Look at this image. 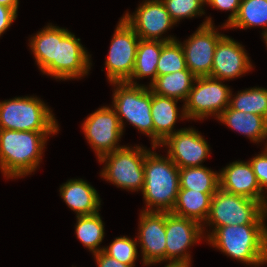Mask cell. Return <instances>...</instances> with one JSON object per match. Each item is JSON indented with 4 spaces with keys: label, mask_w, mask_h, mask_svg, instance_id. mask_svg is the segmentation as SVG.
Returning <instances> with one entry per match:
<instances>
[{
    "label": "cell",
    "mask_w": 267,
    "mask_h": 267,
    "mask_svg": "<svg viewBox=\"0 0 267 267\" xmlns=\"http://www.w3.org/2000/svg\"><path fill=\"white\" fill-rule=\"evenodd\" d=\"M58 132L0 129V170L7 179L25 177L41 163L50 135Z\"/></svg>",
    "instance_id": "1"
},
{
    "label": "cell",
    "mask_w": 267,
    "mask_h": 267,
    "mask_svg": "<svg viewBox=\"0 0 267 267\" xmlns=\"http://www.w3.org/2000/svg\"><path fill=\"white\" fill-rule=\"evenodd\" d=\"M206 240L227 256L247 265L267 263L266 224L227 225L207 233Z\"/></svg>",
    "instance_id": "2"
},
{
    "label": "cell",
    "mask_w": 267,
    "mask_h": 267,
    "mask_svg": "<svg viewBox=\"0 0 267 267\" xmlns=\"http://www.w3.org/2000/svg\"><path fill=\"white\" fill-rule=\"evenodd\" d=\"M179 188V168L168 156L150 150L144 161L143 211L171 212Z\"/></svg>",
    "instance_id": "3"
},
{
    "label": "cell",
    "mask_w": 267,
    "mask_h": 267,
    "mask_svg": "<svg viewBox=\"0 0 267 267\" xmlns=\"http://www.w3.org/2000/svg\"><path fill=\"white\" fill-rule=\"evenodd\" d=\"M0 129L58 132L59 125L44 101L22 96L0 102Z\"/></svg>",
    "instance_id": "4"
},
{
    "label": "cell",
    "mask_w": 267,
    "mask_h": 267,
    "mask_svg": "<svg viewBox=\"0 0 267 267\" xmlns=\"http://www.w3.org/2000/svg\"><path fill=\"white\" fill-rule=\"evenodd\" d=\"M113 105L124 130V120L132 124L142 134L151 137L154 147V125L151 115V89L145 85H133L128 82H113Z\"/></svg>",
    "instance_id": "5"
},
{
    "label": "cell",
    "mask_w": 267,
    "mask_h": 267,
    "mask_svg": "<svg viewBox=\"0 0 267 267\" xmlns=\"http://www.w3.org/2000/svg\"><path fill=\"white\" fill-rule=\"evenodd\" d=\"M266 217L267 208L261 202L219 188L211 198L205 225H212L214 231L227 225L264 224Z\"/></svg>",
    "instance_id": "6"
},
{
    "label": "cell",
    "mask_w": 267,
    "mask_h": 267,
    "mask_svg": "<svg viewBox=\"0 0 267 267\" xmlns=\"http://www.w3.org/2000/svg\"><path fill=\"white\" fill-rule=\"evenodd\" d=\"M150 150L144 147L125 146L101 157L105 163L101 177L122 189L142 191L144 185V161Z\"/></svg>",
    "instance_id": "7"
},
{
    "label": "cell",
    "mask_w": 267,
    "mask_h": 267,
    "mask_svg": "<svg viewBox=\"0 0 267 267\" xmlns=\"http://www.w3.org/2000/svg\"><path fill=\"white\" fill-rule=\"evenodd\" d=\"M232 91L222 80L196 77L192 89L183 104L182 119L202 120L208 116L219 115L229 106Z\"/></svg>",
    "instance_id": "8"
},
{
    "label": "cell",
    "mask_w": 267,
    "mask_h": 267,
    "mask_svg": "<svg viewBox=\"0 0 267 267\" xmlns=\"http://www.w3.org/2000/svg\"><path fill=\"white\" fill-rule=\"evenodd\" d=\"M91 55L73 33L56 26V50L53 62L42 72L59 80L79 79L91 70Z\"/></svg>",
    "instance_id": "9"
},
{
    "label": "cell",
    "mask_w": 267,
    "mask_h": 267,
    "mask_svg": "<svg viewBox=\"0 0 267 267\" xmlns=\"http://www.w3.org/2000/svg\"><path fill=\"white\" fill-rule=\"evenodd\" d=\"M114 31L105 61L107 78L110 83L127 82L132 75L140 38L123 18Z\"/></svg>",
    "instance_id": "10"
},
{
    "label": "cell",
    "mask_w": 267,
    "mask_h": 267,
    "mask_svg": "<svg viewBox=\"0 0 267 267\" xmlns=\"http://www.w3.org/2000/svg\"><path fill=\"white\" fill-rule=\"evenodd\" d=\"M82 130L98 160L104 155L124 147L118 145L124 131L119 117L112 107L102 106L91 113L84 120Z\"/></svg>",
    "instance_id": "11"
},
{
    "label": "cell",
    "mask_w": 267,
    "mask_h": 267,
    "mask_svg": "<svg viewBox=\"0 0 267 267\" xmlns=\"http://www.w3.org/2000/svg\"><path fill=\"white\" fill-rule=\"evenodd\" d=\"M206 18L192 36L190 35L189 39L181 43L186 66L196 77L211 75L215 48L224 36L215 28L212 18Z\"/></svg>",
    "instance_id": "12"
},
{
    "label": "cell",
    "mask_w": 267,
    "mask_h": 267,
    "mask_svg": "<svg viewBox=\"0 0 267 267\" xmlns=\"http://www.w3.org/2000/svg\"><path fill=\"white\" fill-rule=\"evenodd\" d=\"M165 228V261L191 263V255L187 249L204 237V227L194 220L165 212Z\"/></svg>",
    "instance_id": "13"
},
{
    "label": "cell",
    "mask_w": 267,
    "mask_h": 267,
    "mask_svg": "<svg viewBox=\"0 0 267 267\" xmlns=\"http://www.w3.org/2000/svg\"><path fill=\"white\" fill-rule=\"evenodd\" d=\"M140 39L171 42L175 37H162L163 33L176 25L161 0H145L132 15L127 12L122 17Z\"/></svg>",
    "instance_id": "14"
},
{
    "label": "cell",
    "mask_w": 267,
    "mask_h": 267,
    "mask_svg": "<svg viewBox=\"0 0 267 267\" xmlns=\"http://www.w3.org/2000/svg\"><path fill=\"white\" fill-rule=\"evenodd\" d=\"M159 146L168 148V157L180 169L201 167L203 160L210 154V145L198 131L182 128L168 136Z\"/></svg>",
    "instance_id": "15"
},
{
    "label": "cell",
    "mask_w": 267,
    "mask_h": 267,
    "mask_svg": "<svg viewBox=\"0 0 267 267\" xmlns=\"http://www.w3.org/2000/svg\"><path fill=\"white\" fill-rule=\"evenodd\" d=\"M137 241L146 266L165 261V212L141 211Z\"/></svg>",
    "instance_id": "16"
},
{
    "label": "cell",
    "mask_w": 267,
    "mask_h": 267,
    "mask_svg": "<svg viewBox=\"0 0 267 267\" xmlns=\"http://www.w3.org/2000/svg\"><path fill=\"white\" fill-rule=\"evenodd\" d=\"M242 44L224 35L217 43L210 77L232 80L251 71L252 64Z\"/></svg>",
    "instance_id": "17"
},
{
    "label": "cell",
    "mask_w": 267,
    "mask_h": 267,
    "mask_svg": "<svg viewBox=\"0 0 267 267\" xmlns=\"http://www.w3.org/2000/svg\"><path fill=\"white\" fill-rule=\"evenodd\" d=\"M219 181L220 189L259 201L267 208V196L260 188L249 161L230 163L219 172Z\"/></svg>",
    "instance_id": "18"
},
{
    "label": "cell",
    "mask_w": 267,
    "mask_h": 267,
    "mask_svg": "<svg viewBox=\"0 0 267 267\" xmlns=\"http://www.w3.org/2000/svg\"><path fill=\"white\" fill-rule=\"evenodd\" d=\"M60 195L76 216L92 215L100 210L99 194L87 181L70 179L60 186Z\"/></svg>",
    "instance_id": "19"
},
{
    "label": "cell",
    "mask_w": 267,
    "mask_h": 267,
    "mask_svg": "<svg viewBox=\"0 0 267 267\" xmlns=\"http://www.w3.org/2000/svg\"><path fill=\"white\" fill-rule=\"evenodd\" d=\"M177 101L171 97L157 95L151 90V115L154 125V147H158L168 136L181 130H175L178 119Z\"/></svg>",
    "instance_id": "20"
},
{
    "label": "cell",
    "mask_w": 267,
    "mask_h": 267,
    "mask_svg": "<svg viewBox=\"0 0 267 267\" xmlns=\"http://www.w3.org/2000/svg\"><path fill=\"white\" fill-rule=\"evenodd\" d=\"M217 120L246 135L254 143L262 142L267 138V118L263 116L237 111L228 106Z\"/></svg>",
    "instance_id": "21"
},
{
    "label": "cell",
    "mask_w": 267,
    "mask_h": 267,
    "mask_svg": "<svg viewBox=\"0 0 267 267\" xmlns=\"http://www.w3.org/2000/svg\"><path fill=\"white\" fill-rule=\"evenodd\" d=\"M214 194L179 189L176 203L171 213L194 220L203 226L209 214L211 198Z\"/></svg>",
    "instance_id": "22"
},
{
    "label": "cell",
    "mask_w": 267,
    "mask_h": 267,
    "mask_svg": "<svg viewBox=\"0 0 267 267\" xmlns=\"http://www.w3.org/2000/svg\"><path fill=\"white\" fill-rule=\"evenodd\" d=\"M162 50V41L140 39L132 75L127 81L129 84L138 85L136 79L151 77L149 86L157 78V64ZM135 79V80H134Z\"/></svg>",
    "instance_id": "23"
},
{
    "label": "cell",
    "mask_w": 267,
    "mask_h": 267,
    "mask_svg": "<svg viewBox=\"0 0 267 267\" xmlns=\"http://www.w3.org/2000/svg\"><path fill=\"white\" fill-rule=\"evenodd\" d=\"M195 79L196 76L186 68L157 76L156 80L148 87L157 95L186 101Z\"/></svg>",
    "instance_id": "24"
},
{
    "label": "cell",
    "mask_w": 267,
    "mask_h": 267,
    "mask_svg": "<svg viewBox=\"0 0 267 267\" xmlns=\"http://www.w3.org/2000/svg\"><path fill=\"white\" fill-rule=\"evenodd\" d=\"M179 184V189L216 193L220 188L219 173L204 166L183 167L179 169Z\"/></svg>",
    "instance_id": "25"
},
{
    "label": "cell",
    "mask_w": 267,
    "mask_h": 267,
    "mask_svg": "<svg viewBox=\"0 0 267 267\" xmlns=\"http://www.w3.org/2000/svg\"><path fill=\"white\" fill-rule=\"evenodd\" d=\"M254 26L263 27L262 36L267 35V0H241L238 14L227 28L247 29Z\"/></svg>",
    "instance_id": "26"
},
{
    "label": "cell",
    "mask_w": 267,
    "mask_h": 267,
    "mask_svg": "<svg viewBox=\"0 0 267 267\" xmlns=\"http://www.w3.org/2000/svg\"><path fill=\"white\" fill-rule=\"evenodd\" d=\"M76 219L75 233L81 243L93 254L103 251L100 244L105 235V224L99 212L92 215L76 216Z\"/></svg>",
    "instance_id": "27"
},
{
    "label": "cell",
    "mask_w": 267,
    "mask_h": 267,
    "mask_svg": "<svg viewBox=\"0 0 267 267\" xmlns=\"http://www.w3.org/2000/svg\"><path fill=\"white\" fill-rule=\"evenodd\" d=\"M29 45L35 62L43 72L55 58L56 26L48 24V26L31 37Z\"/></svg>",
    "instance_id": "28"
},
{
    "label": "cell",
    "mask_w": 267,
    "mask_h": 267,
    "mask_svg": "<svg viewBox=\"0 0 267 267\" xmlns=\"http://www.w3.org/2000/svg\"><path fill=\"white\" fill-rule=\"evenodd\" d=\"M229 106L237 111L249 112L267 118V89L253 87L238 91L235 97H230Z\"/></svg>",
    "instance_id": "29"
},
{
    "label": "cell",
    "mask_w": 267,
    "mask_h": 267,
    "mask_svg": "<svg viewBox=\"0 0 267 267\" xmlns=\"http://www.w3.org/2000/svg\"><path fill=\"white\" fill-rule=\"evenodd\" d=\"M187 68L185 54L181 42L177 39L171 42L162 41V50L157 64V76H162Z\"/></svg>",
    "instance_id": "30"
},
{
    "label": "cell",
    "mask_w": 267,
    "mask_h": 267,
    "mask_svg": "<svg viewBox=\"0 0 267 267\" xmlns=\"http://www.w3.org/2000/svg\"><path fill=\"white\" fill-rule=\"evenodd\" d=\"M137 238L130 239L127 236L116 237L112 243L103 247V252L125 265H135L137 259Z\"/></svg>",
    "instance_id": "31"
},
{
    "label": "cell",
    "mask_w": 267,
    "mask_h": 267,
    "mask_svg": "<svg viewBox=\"0 0 267 267\" xmlns=\"http://www.w3.org/2000/svg\"><path fill=\"white\" fill-rule=\"evenodd\" d=\"M171 19L177 24L184 18H192L197 15L205 14L204 5L205 0H161Z\"/></svg>",
    "instance_id": "32"
},
{
    "label": "cell",
    "mask_w": 267,
    "mask_h": 267,
    "mask_svg": "<svg viewBox=\"0 0 267 267\" xmlns=\"http://www.w3.org/2000/svg\"><path fill=\"white\" fill-rule=\"evenodd\" d=\"M264 146V151L261 152V154H258L257 156L253 157L249 160V163L252 166V169L254 171V174L257 178V181L260 185V188L267 192V143Z\"/></svg>",
    "instance_id": "33"
},
{
    "label": "cell",
    "mask_w": 267,
    "mask_h": 267,
    "mask_svg": "<svg viewBox=\"0 0 267 267\" xmlns=\"http://www.w3.org/2000/svg\"><path fill=\"white\" fill-rule=\"evenodd\" d=\"M206 4L222 11H231V14L228 16V20L223 24L222 28L229 26L233 20L236 18L241 0H205Z\"/></svg>",
    "instance_id": "34"
},
{
    "label": "cell",
    "mask_w": 267,
    "mask_h": 267,
    "mask_svg": "<svg viewBox=\"0 0 267 267\" xmlns=\"http://www.w3.org/2000/svg\"><path fill=\"white\" fill-rule=\"evenodd\" d=\"M17 12L14 9L0 4V36L11 26L17 18Z\"/></svg>",
    "instance_id": "35"
},
{
    "label": "cell",
    "mask_w": 267,
    "mask_h": 267,
    "mask_svg": "<svg viewBox=\"0 0 267 267\" xmlns=\"http://www.w3.org/2000/svg\"><path fill=\"white\" fill-rule=\"evenodd\" d=\"M98 267H135V265H125L105 254L103 251L93 254Z\"/></svg>",
    "instance_id": "36"
},
{
    "label": "cell",
    "mask_w": 267,
    "mask_h": 267,
    "mask_svg": "<svg viewBox=\"0 0 267 267\" xmlns=\"http://www.w3.org/2000/svg\"><path fill=\"white\" fill-rule=\"evenodd\" d=\"M0 4L18 11L19 0H0Z\"/></svg>",
    "instance_id": "37"
},
{
    "label": "cell",
    "mask_w": 267,
    "mask_h": 267,
    "mask_svg": "<svg viewBox=\"0 0 267 267\" xmlns=\"http://www.w3.org/2000/svg\"><path fill=\"white\" fill-rule=\"evenodd\" d=\"M165 267H191V263H167Z\"/></svg>",
    "instance_id": "38"
},
{
    "label": "cell",
    "mask_w": 267,
    "mask_h": 267,
    "mask_svg": "<svg viewBox=\"0 0 267 267\" xmlns=\"http://www.w3.org/2000/svg\"><path fill=\"white\" fill-rule=\"evenodd\" d=\"M263 40L265 41L266 47H267V35L263 37Z\"/></svg>",
    "instance_id": "39"
}]
</instances>
